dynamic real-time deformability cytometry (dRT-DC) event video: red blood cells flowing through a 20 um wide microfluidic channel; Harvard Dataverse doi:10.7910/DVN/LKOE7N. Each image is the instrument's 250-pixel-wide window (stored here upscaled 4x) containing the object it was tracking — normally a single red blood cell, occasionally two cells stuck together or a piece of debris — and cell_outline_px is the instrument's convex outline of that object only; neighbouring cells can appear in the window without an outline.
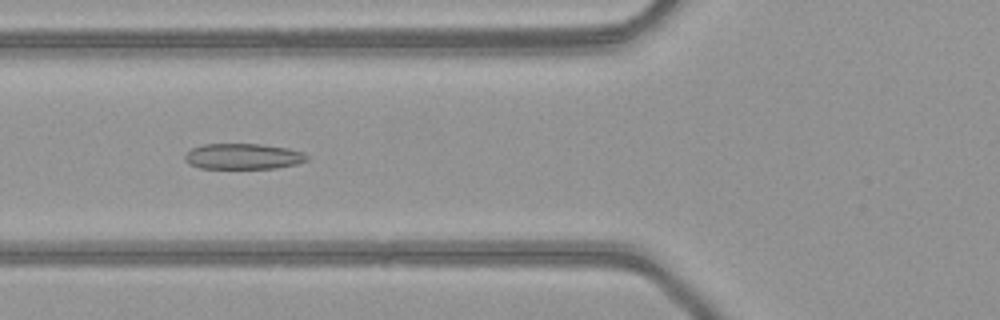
{"species": "common noctule bat (a hibernating species)", "species_latin": "Nyctalus noctula", "temperature_condition": "warm", "stored_images_in_passage": 26, "camera_frame_rate_fps": 3000, "um_per_image_px": 0.085, "animal": {"sex": "female", "body_mass_g": 21.9}, "frame": {"image": 1, "passage_image": 12, "time_ms": 3.667, "image_size_px": [1000, 320], "cell_outline_px": [[308, 160], [296, 164], [276, 168], [200, 168], [188, 164], [184, 160], [184, 156], [192, 148], [200, 144], [260, 144], [288, 148], [304, 152], [308, 156]], "centroid_in_image_um": [20.66, 13.29], "position_along_channel_um": 105.1, "area_um2": 18.38}}
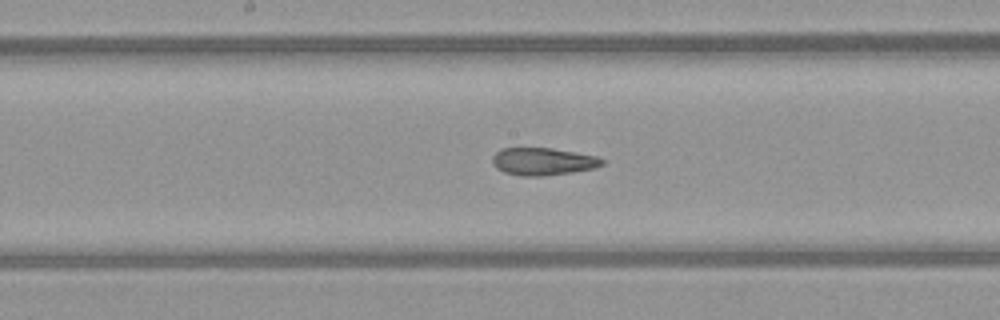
{"frame": {"image": 2, "passage_image": 19, "time_ms": 6.0, "image_size_px": [1000, 320], "cell_outline_px": [[604, 164], [596, 168], [572, 172], [544, 176], [520, 176], [504, 172], [496, 168], [492, 164], [492, 156], [500, 148], [552, 148], [596, 156], [604, 160]], "centroid_in_image_um": [46.13, 13.73], "position_along_channel_um": 202.1, "area_um2": 17.69}}
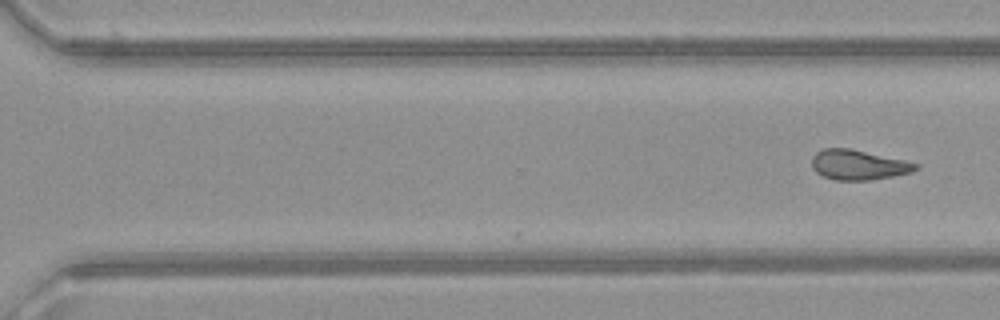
{"frame": {"image": 3, "passage_image": 26, "time_ms": 8.333, "image_size_px": [1000, 320], "cell_outline_px": [[916, 168], [912, 172], [872, 180], [836, 180], [824, 176], [816, 172], [812, 168], [812, 156], [816, 152], [824, 148], [848, 148], [900, 160], [916, 164]], "centroid_in_image_um": [72.87, 14.02], "position_along_channel_um": 297.7, "area_um2": 17.63}}